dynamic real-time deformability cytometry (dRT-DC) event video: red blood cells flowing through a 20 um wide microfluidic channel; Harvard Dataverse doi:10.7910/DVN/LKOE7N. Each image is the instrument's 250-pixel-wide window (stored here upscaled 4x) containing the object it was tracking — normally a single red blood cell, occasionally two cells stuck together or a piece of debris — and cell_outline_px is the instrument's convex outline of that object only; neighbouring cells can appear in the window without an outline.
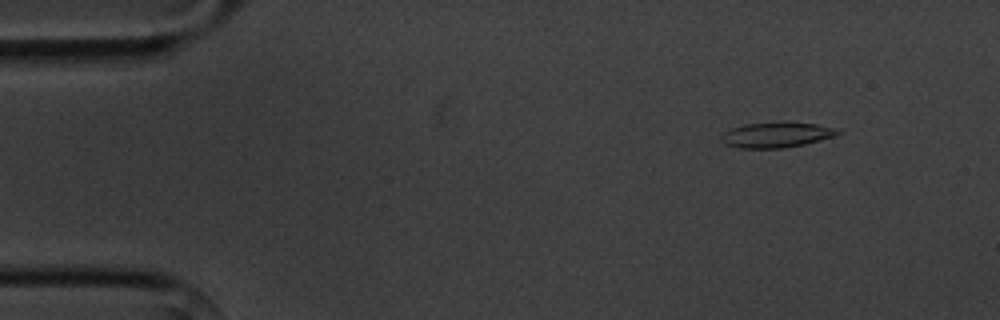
{"species": "common noctule bat (a hibernating species)", "species_latin": "Nyctalus noctula", "temperature_condition": "cold", "stored_images_in_passage": 6, "camera_frame_rate_fps": 3000, "um_per_image_px": 0.085, "animal": {"sex": "male", "body_mass_g": 20.1, "forearm_length_mm": 53.5}, "frame": {"image": 1, "passage_image": 2, "time_ms": 1.333, "image_size_px": [1000, 320], "cell_outline_px": [[844, 132], [836, 136], [804, 144], [784, 148], [740, 148], [724, 144], [720, 140], [720, 136], [724, 132], [732, 128], [744, 124], [776, 120], [788, 120], [816, 124], [836, 128]], "centroid_in_image_um": [66.02, 11.42], "position_along_channel_um": 19.0, "area_um2": 17.92}}
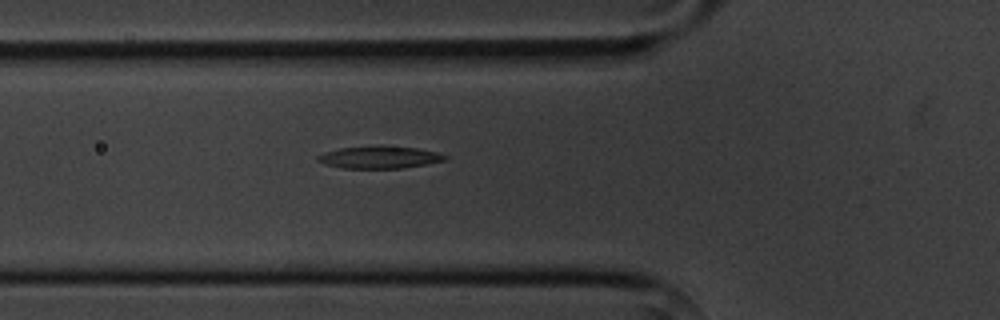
{"frame": {"image": 2, "passage_image": 6, "time_ms": 5.667, "image_size_px": [1000, 320], "cell_outline_px": [[448, 156], [444, 160], [424, 164], [400, 168], [340, 168], [324, 164], [316, 160], [316, 156], [324, 152], [340, 148], [416, 148], [436, 152]], "centroid_in_image_um": [32.18, 13.41], "position_along_channel_um": 93.6, "area_um2": 15.61}}